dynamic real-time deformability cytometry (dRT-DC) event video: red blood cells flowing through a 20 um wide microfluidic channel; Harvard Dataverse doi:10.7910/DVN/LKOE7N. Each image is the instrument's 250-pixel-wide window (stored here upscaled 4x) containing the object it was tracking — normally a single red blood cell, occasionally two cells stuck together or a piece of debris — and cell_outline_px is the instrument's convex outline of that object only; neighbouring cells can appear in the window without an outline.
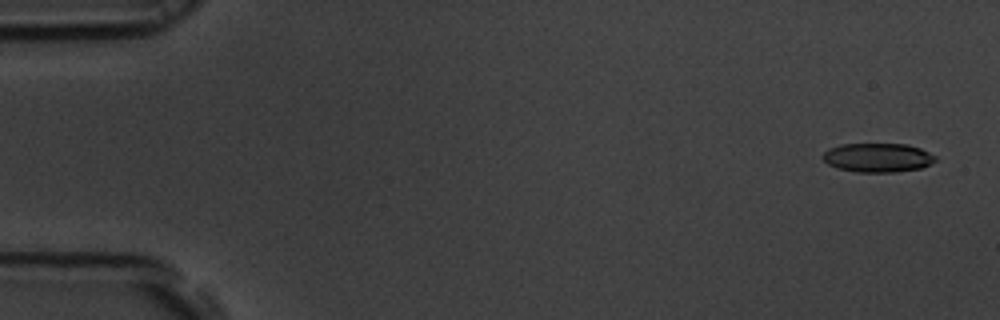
{"species": "common noctule bat (a hibernating species)", "species_latin": "Nyctalus noctula", "temperature_condition": "room temperature", "stored_images_in_passage": 55, "camera_frame_rate_fps": 3000, "um_per_image_px": 0.085, "animal": {"sex": "male", "body_mass_g": 19.5, "forearm_length_mm": 54.6}, "frame": {"image": 1, "passage_image": 3, "time_ms": 0.667, "image_size_px": [1000, 320], "cell_outline_px": [[936, 160], [920, 168], [896, 172], [856, 172], [836, 168], [828, 164], [820, 156], [828, 148], [840, 144], [908, 144], [920, 148], [936, 156]], "centroid_in_image_um": [74.56, 13.39], "position_along_channel_um": 10.4, "area_um2": 19.13}}
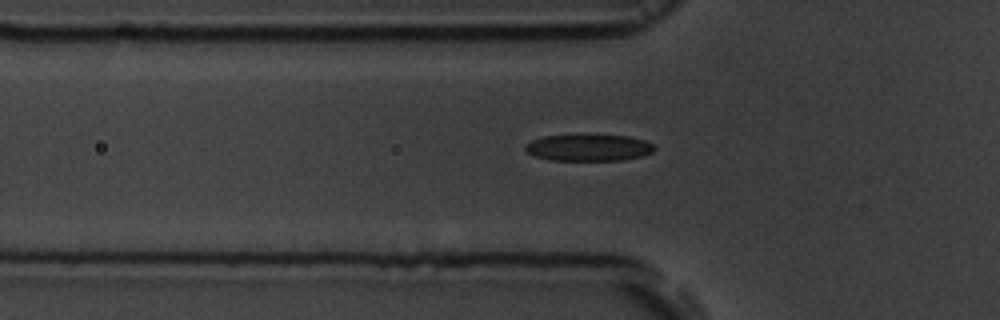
{"frame": {"image": 2, "passage_image": 19, "time_ms": 6.0, "image_size_px": [1000, 320], "cell_outline_px": [[656, 148], [652, 152], [644, 156], [624, 160], [552, 160], [536, 156], [528, 152], [524, 148], [524, 144], [532, 140], [544, 136], [628, 136], [644, 140], [652, 144]], "centroid_in_image_um": [50.06, 12.57], "position_along_channel_um": 75.7, "area_um2": 19.71}}
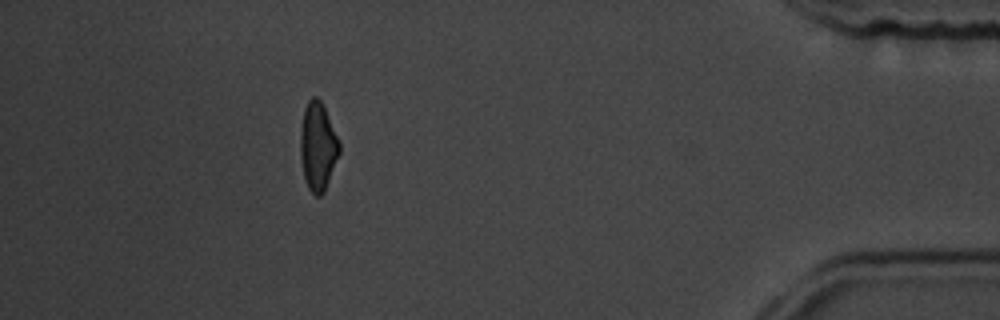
{"frame": {"image": 3, "passage_image": 50, "time_ms": 16.333, "image_size_px": [1000, 320], "cell_outline_px": [[340, 152], [324, 192], [320, 196], [316, 196], [308, 188], [304, 176], [300, 156], [300, 132], [304, 108], [308, 100], [312, 96], [316, 96], [320, 100], [324, 108], [340, 144]], "centroid_in_image_um": [27.0, 12.45], "position_along_channel_um": 408.2, "area_um2": 19.83}, "authors_computed_cell_mechanics": {"area_um2": 20.2878, "velocity_mm_per_s": 3.7321, "shape_relaxation_time_tau1_ms": 4.0345, "shape_relaxation_time_tau2_ms": 3.1739, "deformation_change_tau1": 0.157, "deformation_change_tau2": 0.1156}}